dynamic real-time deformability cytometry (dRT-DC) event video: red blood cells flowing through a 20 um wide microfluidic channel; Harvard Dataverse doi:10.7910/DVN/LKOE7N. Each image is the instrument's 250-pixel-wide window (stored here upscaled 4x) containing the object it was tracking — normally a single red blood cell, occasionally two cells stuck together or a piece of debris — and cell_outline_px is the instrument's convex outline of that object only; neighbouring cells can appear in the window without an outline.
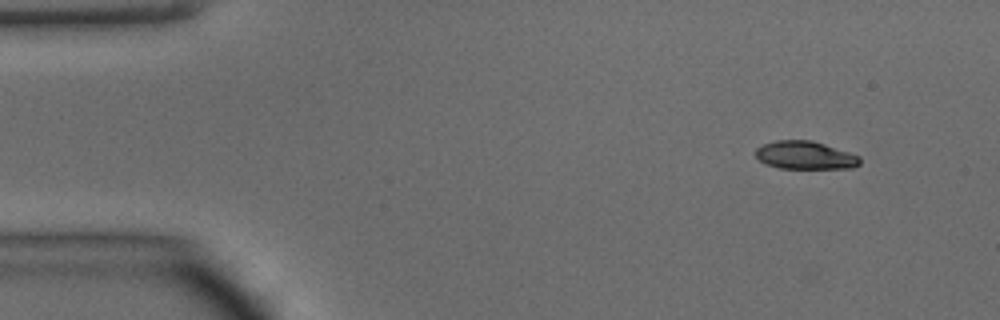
{"species": "common noctule bat (a hibernating species)", "species_latin": "Nyctalus noctula", "temperature_condition": "warm", "stored_images_in_passage": 46, "camera_frame_rate_fps": 3000, "um_per_image_px": 0.085, "animal": {"sex": "male", "body_mass_g": 15.6}, "frame": {"image": 1, "passage_image": 3, "time_ms": 0.667, "image_size_px": [1000, 320], "cell_outline_px": [[860, 164], [852, 168], [780, 168], [764, 164], [756, 156], [756, 148], [764, 144], [776, 140], [812, 140], [860, 156]], "centroid_in_image_um": [68.43, 13.2], "position_along_channel_um": 16.6, "area_um2": 16.94}}
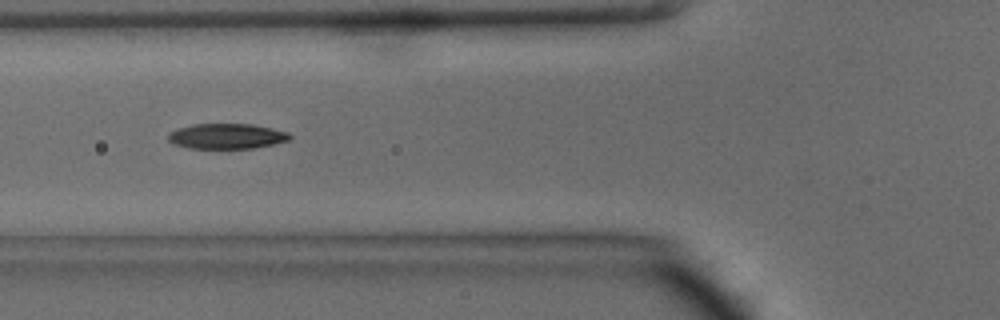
{"frame": {"image": 2, "passage_image": 16, "time_ms": 5.0, "image_size_px": [1000, 320], "cell_outline_px": [[292, 136], [288, 140], [272, 144], [252, 148], [188, 148], [172, 144], [168, 140], [168, 132], [192, 124], [252, 124], [272, 128], [288, 132]], "centroid_in_image_um": [19.24, 11.57], "position_along_channel_um": 106.6, "area_um2": 17.86}}
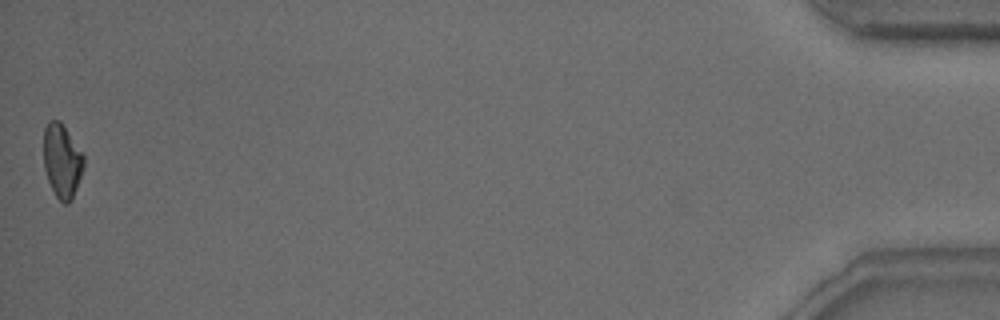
{"frame": {"image": 3, "passage_image": 46, "time_ms": 15.0, "image_size_px": [1000, 320], "cell_outline_px": [[84, 164], [72, 200], [68, 204], [64, 204], [56, 196], [48, 180], [44, 168], [44, 128], [48, 120], [60, 120], [84, 156]], "centroid_in_image_um": [5.26, 13.66], "position_along_channel_um": 429.9, "area_um2": 17.05}, "authors_computed_cell_mechanics": {"area_um2": 18.0047, "velocity_mm_per_s": 4.2118, "shape_relaxation_time_tau1_ms": 3.6578, "shape_relaxation_time_tau2_ms": 9.2902, "deformation_change_tau1": 0.1492, "deformation_change_tau2": 0.1944}}